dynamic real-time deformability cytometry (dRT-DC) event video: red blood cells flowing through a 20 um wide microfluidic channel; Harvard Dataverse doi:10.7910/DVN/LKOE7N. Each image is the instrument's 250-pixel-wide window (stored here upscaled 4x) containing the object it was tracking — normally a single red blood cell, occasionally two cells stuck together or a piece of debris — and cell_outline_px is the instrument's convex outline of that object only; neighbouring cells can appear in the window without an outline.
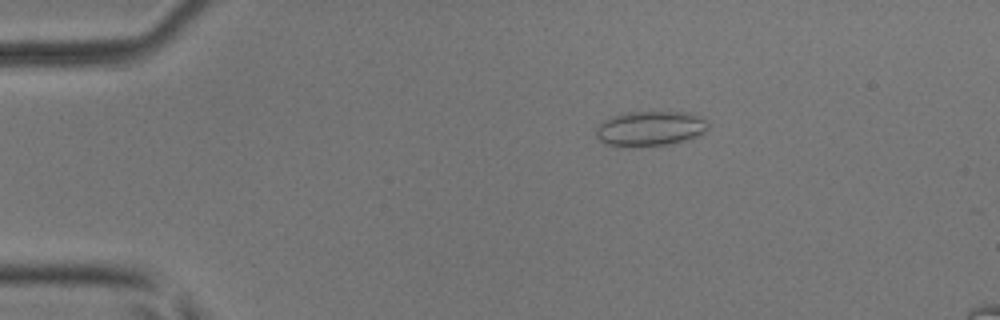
{"species": "common noctule bat (a hibernating species)", "species_latin": "Nyctalus noctula", "temperature_condition": "room temperature", "stored_images_in_passage": 51, "camera_frame_rate_fps": 3000, "um_per_image_px": 0.085, "animal": {"sex": "male", "body_mass_g": 17.9, "forearm_length_mm": 54.2}, "frame": {"image": 1, "passage_image": 10, "time_ms": 3.0, "image_size_px": [1000, 320], "cell_outline_px": [[708, 128], [704, 132], [688, 140], [668, 144], [636, 148], [616, 148], [604, 144], [596, 136], [596, 128], [604, 120], [612, 116], [624, 112], [688, 112], [704, 116], [708, 120]], "centroid_in_image_um": [55.25, 10.95], "position_along_channel_um": 29.7, "area_um2": 23.64}}
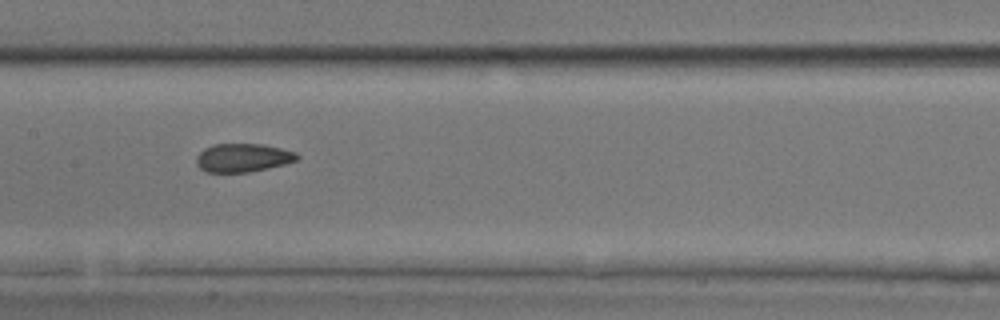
{"frame": {"image": 2, "passage_image": 26, "time_ms": 8.333, "image_size_px": [1000, 320], "cell_outline_px": [[300, 156], [296, 160], [284, 164], [268, 168], [248, 172], [204, 172], [196, 164], [196, 156], [204, 148], [216, 144], [264, 144], [296, 152]], "centroid_in_image_um": [20.63, 13.41], "position_along_channel_um": 186.8, "area_um2": 16.7}}
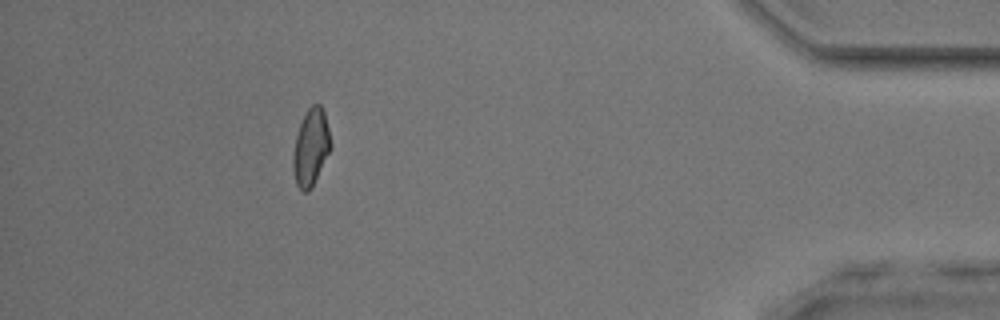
{"frame": {"image": 3, "passage_image": 46, "time_ms": 15.0, "image_size_px": [1000, 320], "cell_outline_px": [[332, 148], [308, 192], [304, 192], [296, 184], [292, 168], [292, 156], [296, 136], [300, 124], [308, 108], [312, 104], [320, 104], [324, 112], [332, 144]], "centroid_in_image_um": [26.42, 12.52], "position_along_channel_um": 408.8, "area_um2": 16.7}, "authors_computed_cell_mechanics": {"area_um2": 17.2244, "velocity_mm_per_s": 4.1047, "shape_relaxation_time_tau1_ms": null, "shape_relaxation_time_tau2_ms": 1.9217, "deformation_change_tau1": null, "deformation_change_tau2": 0.0706}}